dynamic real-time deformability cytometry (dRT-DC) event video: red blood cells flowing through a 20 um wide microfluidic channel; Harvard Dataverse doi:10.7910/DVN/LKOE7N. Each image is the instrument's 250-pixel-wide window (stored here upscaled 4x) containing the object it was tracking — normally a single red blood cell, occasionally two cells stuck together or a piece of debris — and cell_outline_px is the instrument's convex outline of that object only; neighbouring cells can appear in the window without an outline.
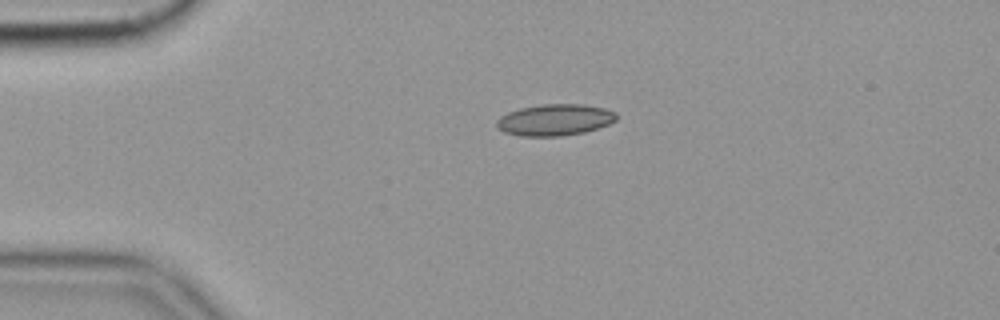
{"species": "common noctule bat (a hibernating species)", "species_latin": "Nyctalus noctula", "temperature_condition": "cold", "stored_images_in_passage": 45, "camera_frame_rate_fps": 3000, "um_per_image_px": 0.085, "animal": {"sex": "female", "body_mass_g": 19.9}, "frame": {"image": 1, "passage_image": 1, "time_ms": 0.0, "image_size_px": [1000, 320], "cell_outline_px": [[616, 120], [608, 124], [584, 132], [560, 136], [520, 136], [504, 132], [496, 128], [496, 120], [500, 116], [508, 112], [520, 108], [544, 104], [584, 104], [604, 108], [616, 112]], "centroid_in_image_um": [47.12, 10.19], "position_along_channel_um": 37.9, "area_um2": 21.96}}
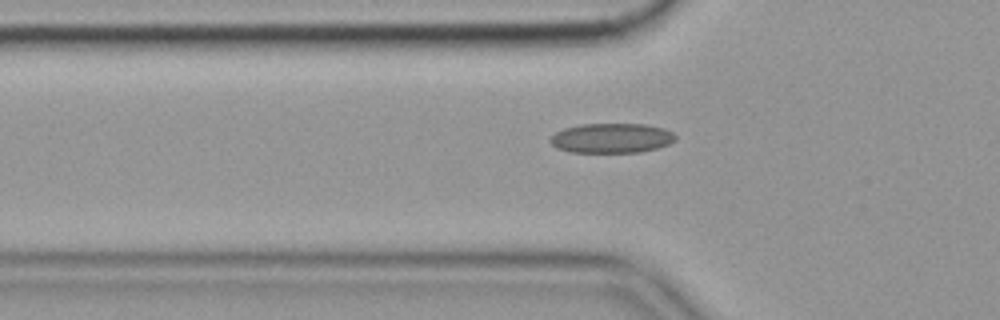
{"frame": {"image": 2, "passage_image": 7, "time_ms": 2.0, "image_size_px": [1000, 320], "cell_outline_px": [[676, 140], [668, 144], [656, 148], [640, 152], [568, 152], [556, 148], [548, 140], [556, 132], [564, 128], [580, 124], [644, 124], [664, 128], [672, 132], [676, 136]], "centroid_in_image_um": [51.97, 11.74], "position_along_channel_um": 73.8, "area_um2": 21.73}, "authors_computed_cell_mechanics": {"area_um2": 20.2878, "velocity_mm_per_s": 3.5558, "shape_relaxation_time_tau1_ms": null, "shape_relaxation_time_tau2_ms": 2.4272, "deformation_change_tau1": null, "deformation_change_tau2": 0.0815}}